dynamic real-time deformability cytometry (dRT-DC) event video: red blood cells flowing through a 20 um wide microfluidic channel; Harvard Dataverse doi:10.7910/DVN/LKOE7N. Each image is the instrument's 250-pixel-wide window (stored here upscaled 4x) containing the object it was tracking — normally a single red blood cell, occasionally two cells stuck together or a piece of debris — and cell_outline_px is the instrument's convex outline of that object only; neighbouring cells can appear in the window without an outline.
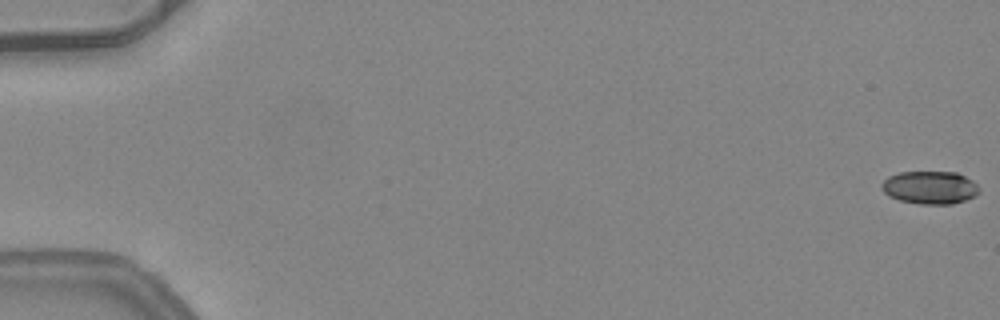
{"species": "common noctule bat (a hibernating species)", "species_latin": "Nyctalus noctula", "temperature_condition": "warm", "stored_images_in_passage": 18, "camera_frame_rate_fps": 3000, "um_per_image_px": 0.085, "animal": {"sex": "female", "body_mass_g": 24.6, "forearm_length_mm": 56.2}, "frame": {"image": 1, "passage_image": 1, "time_ms": 0.0, "image_size_px": [1000, 320], "cell_outline_px": [[980, 192], [976, 196], [952, 204], [920, 204], [900, 200], [888, 196], [880, 188], [880, 184], [888, 176], [900, 172], [956, 172], [972, 180], [980, 188]], "centroid_in_image_um": [79.04, 15.94], "position_along_channel_um": 6.0, "area_um2": 18.84}}
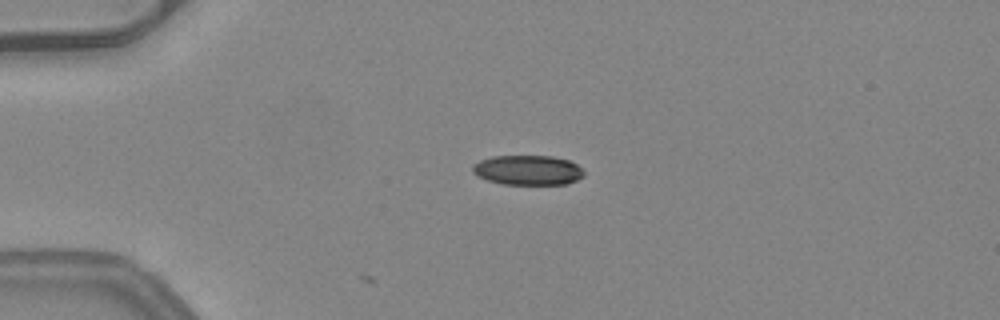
{"frame": {"image": 2, "passage_image": 14, "time_ms": 4.333, "image_size_px": [1000, 320], "cell_outline_px": [[584, 176], [568, 184], [500, 184], [476, 176], [472, 172], [472, 164], [480, 160], [492, 156], [552, 156], [568, 160], [576, 164], [584, 172]], "centroid_in_image_um": [44.83, 14.46], "position_along_channel_um": 40.2, "area_um2": 19.42}}